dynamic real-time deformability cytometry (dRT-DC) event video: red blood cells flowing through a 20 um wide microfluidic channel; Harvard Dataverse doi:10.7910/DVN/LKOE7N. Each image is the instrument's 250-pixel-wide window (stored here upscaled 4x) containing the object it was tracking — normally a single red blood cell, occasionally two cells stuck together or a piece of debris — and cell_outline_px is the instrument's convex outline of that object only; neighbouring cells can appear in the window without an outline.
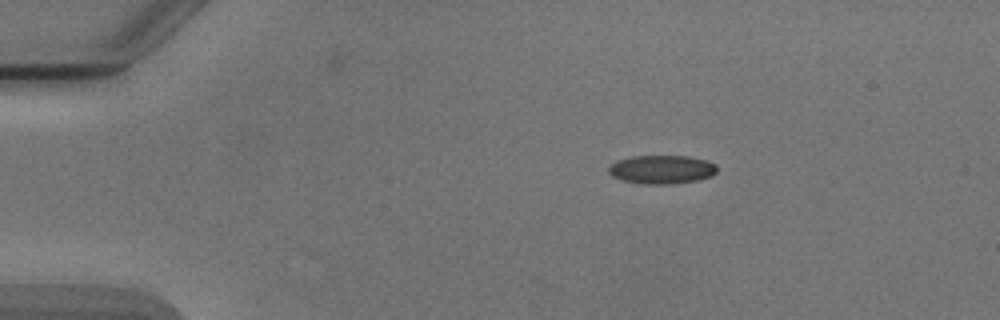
{"species": "Egyptian fruit bat (a non-hibernating species)", "species_latin": "Rousettus aegyptiacus", "temperature_condition": "cold", "stored_images_in_passage": 5, "camera_frame_rate_fps": 3000, "um_per_image_px": 0.085, "animal": {"sex": "male"}, "frame": {"image": 1, "passage_image": 2, "time_ms": 2.0, "image_size_px": [1000, 320], "cell_outline_px": [[716, 172], [712, 176], [696, 180], [668, 184], [640, 184], [620, 180], [612, 176], [608, 172], [608, 168], [616, 160], [632, 156], [688, 156], [708, 160], [716, 164]], "centroid_in_image_um": [56.23, 14.4], "position_along_channel_um": 28.8, "area_um2": 18.21}}
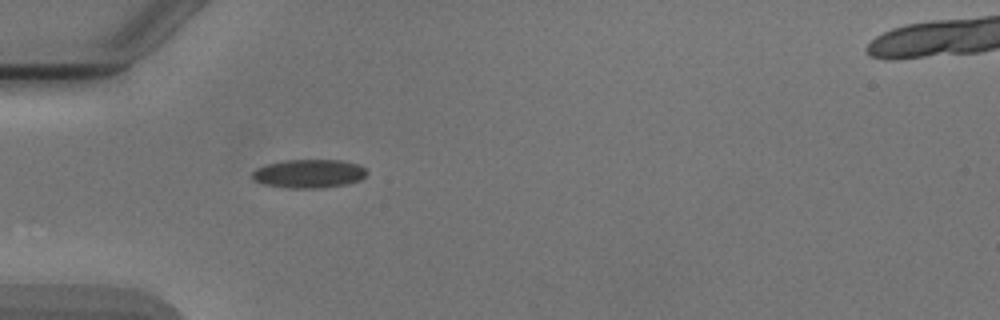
{"frame": {"image": 2, "passage_image": 4, "time_ms": 4.333, "image_size_px": [1000, 320], "cell_outline_px": [[368, 172], [360, 180], [344, 184], [312, 188], [288, 188], [264, 184], [252, 180], [252, 172], [256, 168], [268, 164], [284, 160], [344, 160], [360, 164]], "centroid_in_image_um": [26.25, 14.74], "position_along_channel_um": 58.8, "area_um2": 19.02}}